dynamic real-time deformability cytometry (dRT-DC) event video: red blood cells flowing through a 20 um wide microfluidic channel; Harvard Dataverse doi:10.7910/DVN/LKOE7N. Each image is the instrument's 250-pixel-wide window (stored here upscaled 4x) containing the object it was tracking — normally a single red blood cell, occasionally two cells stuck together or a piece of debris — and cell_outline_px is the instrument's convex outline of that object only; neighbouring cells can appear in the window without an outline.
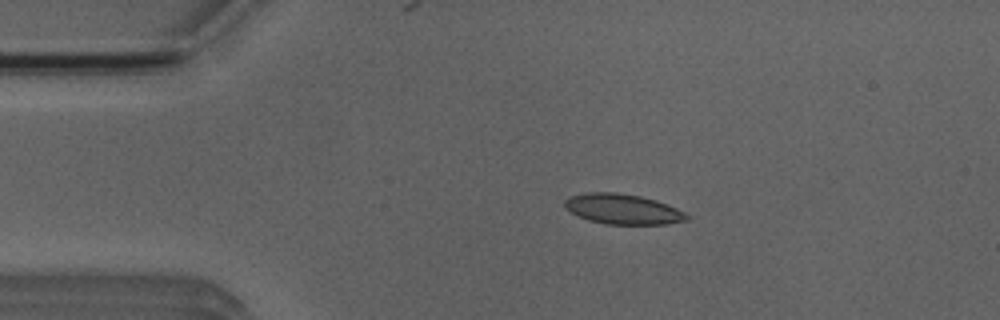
{"species": "Egyptian fruit bat (a non-hibernating species)", "species_latin": "Rousettus aegyptiacus", "temperature_condition": "room temperature", "stored_images_in_passage": 11, "camera_frame_rate_fps": 3000, "um_per_image_px": 0.085, "animal": {"sex": "male"}, "frame": {"image": 1, "passage_image": 1, "time_ms": 0.0, "image_size_px": [1000, 320], "cell_outline_px": [[688, 220], [668, 224], [608, 224], [588, 220], [564, 208], [564, 200], [572, 196], [588, 192], [616, 192], [640, 196], [656, 200], [676, 208], [684, 212], [688, 216]], "centroid_in_image_um": [52.94, 17.77], "position_along_channel_um": 32.1, "area_um2": 21.33}}